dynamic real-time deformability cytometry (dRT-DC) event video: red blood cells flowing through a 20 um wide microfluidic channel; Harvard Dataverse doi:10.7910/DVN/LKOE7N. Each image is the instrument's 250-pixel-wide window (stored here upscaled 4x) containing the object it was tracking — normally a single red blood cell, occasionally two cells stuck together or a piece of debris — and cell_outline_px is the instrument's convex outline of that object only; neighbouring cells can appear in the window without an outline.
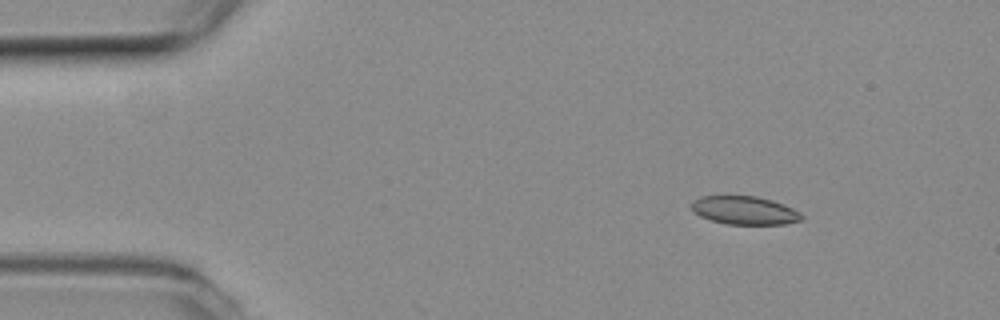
{"species": "common noctule bat (a hibernating species)", "species_latin": "Nyctalus noctula", "temperature_condition": "room temperature", "stored_images_in_passage": 6, "camera_frame_rate_fps": 3000, "um_per_image_px": 0.085, "animal": {"sex": "female", "body_mass_g": 19.3, "forearm_length_mm": 54.1}, "frame": {"image": 1, "passage_image": 1, "time_ms": 0.0, "image_size_px": [1000, 320], "cell_outline_px": [[804, 216], [800, 220], [784, 224], [728, 224], [712, 220], [700, 216], [692, 208], [692, 200], [700, 196], [756, 196], [772, 200], [784, 204], [800, 212]], "centroid_in_image_um": [63.3, 17.87], "position_along_channel_um": 21.7, "area_um2": 18.03}}
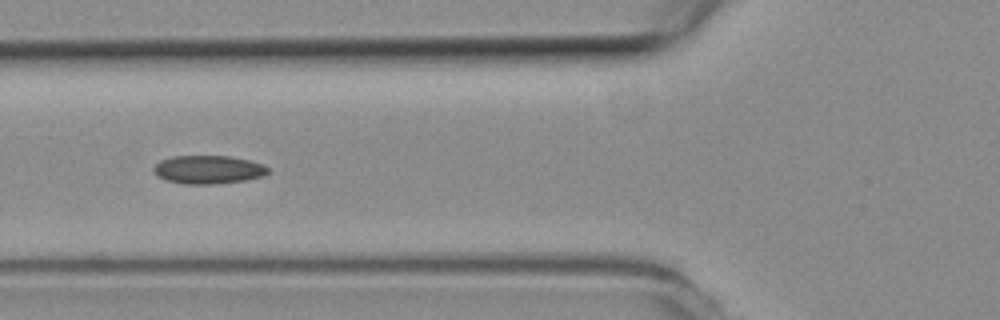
{"frame": {"image": 2, "passage_image": 4, "time_ms": 1.0, "image_size_px": [1000, 320], "cell_outline_px": [[268, 172], [264, 176], [244, 180], [216, 184], [184, 184], [164, 180], [156, 176], [152, 172], [152, 168], [160, 160], [172, 156], [232, 156], [264, 164], [268, 168]], "centroid_in_image_um": [17.66, 14.42], "position_along_channel_um": 108.1, "area_um2": 19.13}}
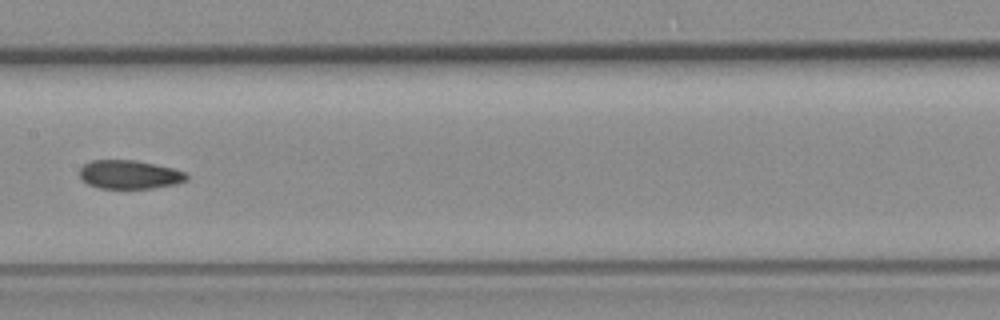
{"frame": {"image": 3, "passage_image": 6, "time_ms": 1.667, "image_size_px": [1000, 320], "cell_outline_px": [[188, 180], [176, 184], [152, 188], [100, 188], [88, 184], [80, 176], [80, 168], [84, 164], [92, 160], [136, 160], [156, 164], [172, 168], [184, 172], [188, 176]], "centroid_in_image_um": [11.02, 14.83], "position_along_channel_um": 196.4, "area_um2": 17.8}}